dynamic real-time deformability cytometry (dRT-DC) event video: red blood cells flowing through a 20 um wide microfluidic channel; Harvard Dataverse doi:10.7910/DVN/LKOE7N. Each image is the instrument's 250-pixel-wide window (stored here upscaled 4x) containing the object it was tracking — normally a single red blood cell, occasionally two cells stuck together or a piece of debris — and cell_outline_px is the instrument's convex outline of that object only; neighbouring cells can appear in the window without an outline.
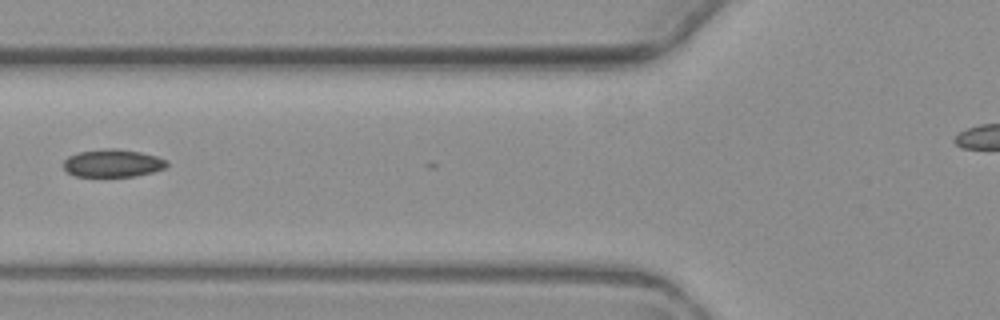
{"species": "common noctule bat (a hibernating species)", "species_latin": "Nyctalus noctula", "temperature_condition": "warm", "stored_images_in_passage": 2, "camera_frame_rate_fps": 3000, "um_per_image_px": 0.085, "animal": {"sex": "female", "body_mass_g": 19.3, "forearm_length_mm": 54.1}, "frame": {"image": 1, "passage_image": 2, "time_ms": 1.333, "image_size_px": [1000, 320], "cell_outline_px": [[168, 164], [164, 168], [152, 172], [136, 176], [76, 176], [68, 172], [64, 168], [64, 160], [68, 156], [80, 152], [108, 148], [116, 148], [140, 152], [156, 156], [164, 160]], "centroid_in_image_um": [9.57, 13.87], "position_along_channel_um": 116.2, "area_um2": 16.47}}